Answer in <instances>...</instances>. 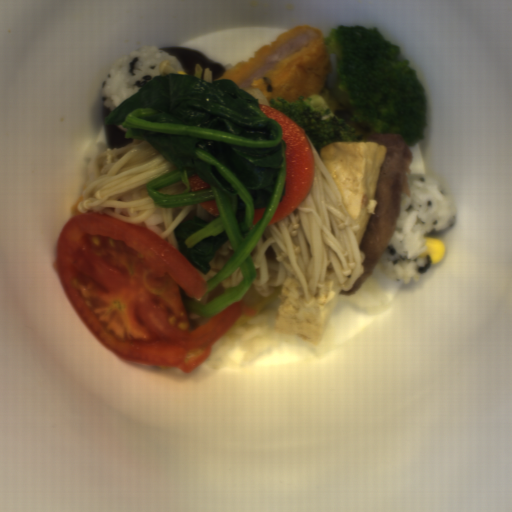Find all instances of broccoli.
Returning a JSON list of instances; mask_svg holds the SVG:
<instances>
[{
    "label": "broccoli",
    "instance_id": "broccoli-1",
    "mask_svg": "<svg viewBox=\"0 0 512 512\" xmlns=\"http://www.w3.org/2000/svg\"><path fill=\"white\" fill-rule=\"evenodd\" d=\"M323 40L335 54L338 82L310 97L268 100L306 132L319 156L322 146L376 133H401L409 147L425 139L426 89L410 61L397 60L399 45L359 23L331 27Z\"/></svg>",
    "mask_w": 512,
    "mask_h": 512
}]
</instances>
